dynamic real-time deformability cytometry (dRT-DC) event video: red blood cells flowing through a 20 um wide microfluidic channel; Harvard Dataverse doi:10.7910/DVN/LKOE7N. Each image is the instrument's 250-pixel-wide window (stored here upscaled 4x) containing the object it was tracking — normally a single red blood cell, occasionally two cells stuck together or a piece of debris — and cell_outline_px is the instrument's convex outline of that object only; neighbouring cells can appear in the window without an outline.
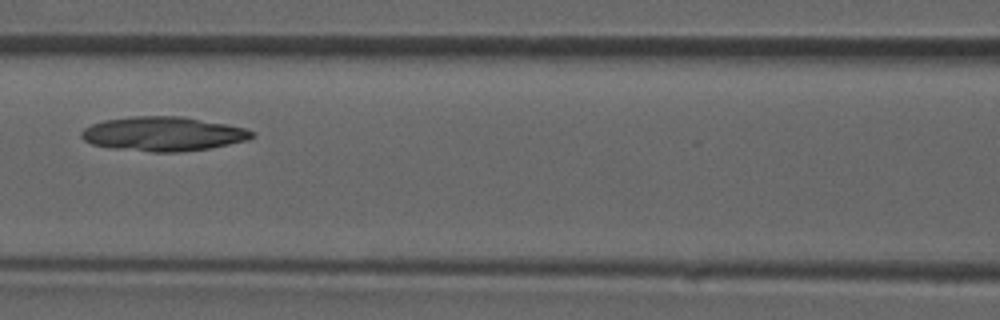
{"species": "common noctule bat (a hibernating species)", "species_latin": "Nyctalus noctula", "temperature_condition": "room temperature", "stored_images_in_passage": 36, "camera_frame_rate_fps": 3000, "um_per_image_px": 0.085, "animal": {"sex": "male", "forearm_length_mm": 52.5}, "frame": {"image": 1, "passage_image": 11, "time_ms": 3.333, "image_size_px": [1000, 320], "cell_outline_px": [[256, 136], [248, 140], [208, 148], [180, 152], [152, 152], [112, 148], [92, 144], [84, 140], [80, 136], [80, 132], [84, 128], [92, 124], [104, 120], [132, 116], [180, 116], [248, 128], [256, 132]], "centroid_in_image_um": [13.88, 11.38], "position_along_channel_um": 152.7, "area_um2": 34.16}}